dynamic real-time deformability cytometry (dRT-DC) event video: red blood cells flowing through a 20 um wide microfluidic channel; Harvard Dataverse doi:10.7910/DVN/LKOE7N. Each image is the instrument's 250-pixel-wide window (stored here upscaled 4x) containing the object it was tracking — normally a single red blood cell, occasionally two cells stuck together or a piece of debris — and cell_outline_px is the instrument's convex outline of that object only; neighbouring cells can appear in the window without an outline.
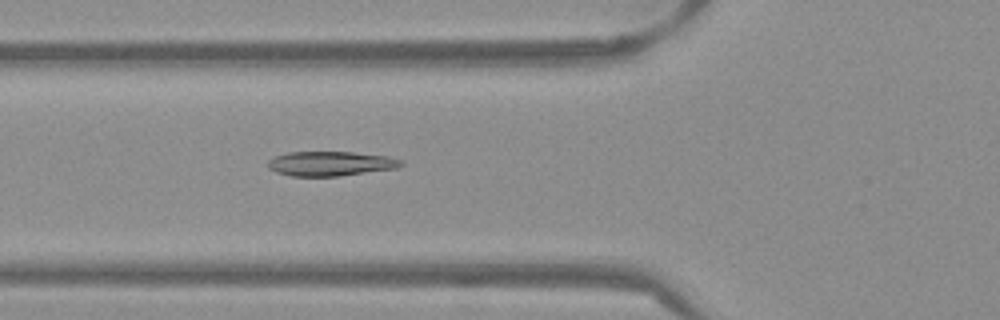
{"species": "Egyptian fruit bat (a non-hibernating species)", "species_latin": "Rousettus aegyptiacus", "temperature_condition": "warm", "stored_images_in_passage": 36, "camera_frame_rate_fps": 3000, "um_per_image_px": 0.085, "frame": {"image": 1, "passage_image": 3, "time_ms": 0.667, "image_size_px": [1000, 320], "cell_outline_px": [[404, 164], [400, 168], [340, 176], [292, 176], [276, 172], [268, 168], [268, 160], [276, 156], [288, 152], [352, 152], [388, 156], [404, 160]], "centroid_in_image_um": [28.16, 13.91], "position_along_channel_um": 97.6, "area_um2": 19.25}}
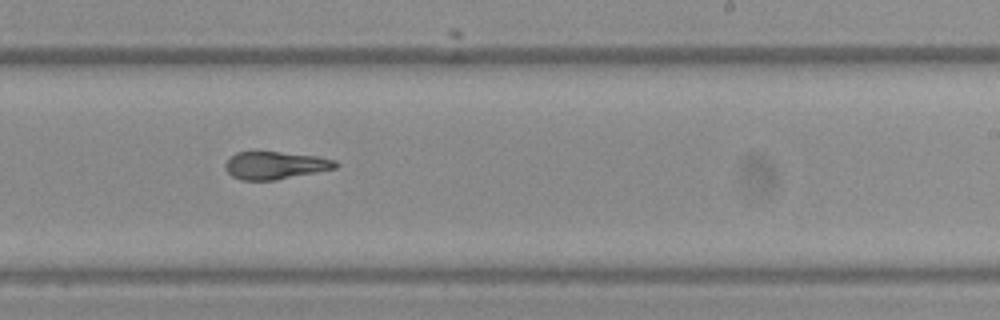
{"frame": {"image": 2, "passage_image": 16, "time_ms": 5.0, "image_size_px": [1000, 320], "cell_outline_px": [[340, 164], [336, 168], [276, 180], [240, 180], [232, 176], [224, 168], [224, 164], [236, 152], [256, 148], [316, 156], [336, 160]], "centroid_in_image_um": [23.35, 14.0], "position_along_channel_um": 265.6, "area_um2": 18.5}}
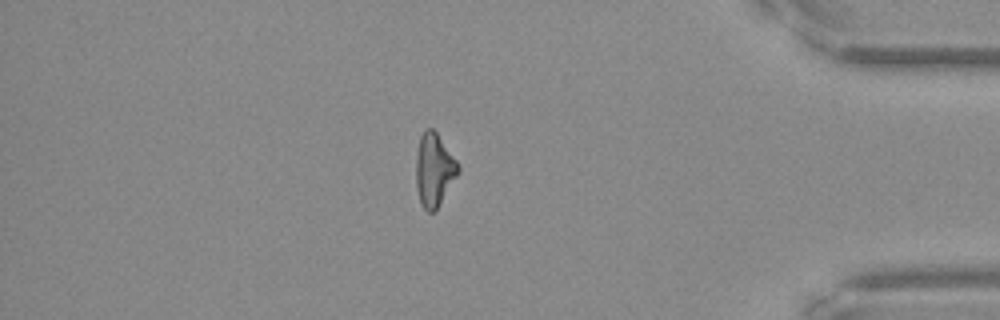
{"frame": {"image": 3, "passage_image": 29, "time_ms": 9.333, "image_size_px": [1000, 320], "cell_outline_px": [[460, 172], [436, 208], [432, 212], [428, 212], [420, 204], [416, 188], [416, 156], [420, 136], [424, 128], [432, 128], [436, 132], [460, 164]], "centroid_in_image_um": [36.9, 14.41], "position_along_channel_um": 398.3, "area_um2": 17.98}, "authors_computed_cell_mechanics": {"area_um2": 18.1203, "velocity_mm_per_s": 3.8625, "shape_relaxation_time_tau1_ms": null, "shape_relaxation_time_tau2_ms": 3.0127, "deformation_change_tau1": null, "deformation_change_tau2": 0.0912}}